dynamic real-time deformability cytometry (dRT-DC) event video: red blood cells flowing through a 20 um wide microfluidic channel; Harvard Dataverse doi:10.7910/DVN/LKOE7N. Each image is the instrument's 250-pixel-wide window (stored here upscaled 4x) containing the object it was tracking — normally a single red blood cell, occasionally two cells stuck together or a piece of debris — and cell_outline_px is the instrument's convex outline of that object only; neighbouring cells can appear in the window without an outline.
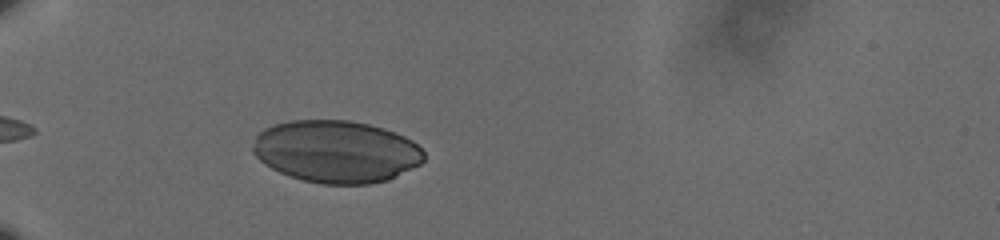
{"species": "human", "species_latin": "Homo sapiens", "temperature_condition": "cold", "stored_images_in_passage": 15, "camera_frame_rate_fps": 3000, "um_per_image_px": 0.085, "donor": {"sex": "male"}, "frame": {"image": 1, "passage_image": 1, "time_ms": 0.0, "image_size_px": [1000, 240], "cell_outline_px": [[424, 160], [420, 164], [388, 180], [368, 184], [320, 184], [304, 180], [280, 172], [264, 164], [252, 152], [252, 148], [256, 136], [264, 128], [288, 120], [348, 120], [368, 124], [384, 128], [396, 132], [412, 140], [424, 152]], "centroid_in_image_um": [28.58, 12.87], "position_along_channel_um": 56.4, "area_um2": 62.14}}
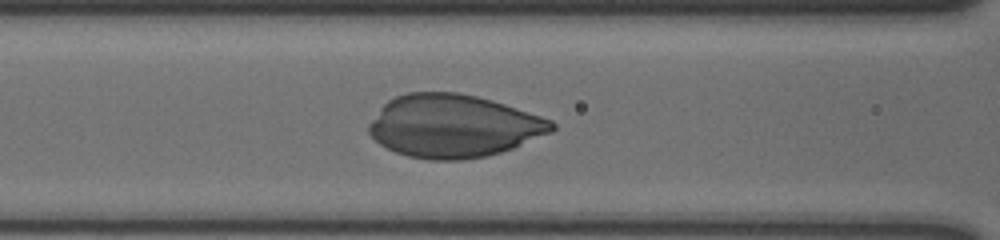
{"frame": {"image": 2, "passage_image": 7, "time_ms": 2.0, "image_size_px": [1000, 240], "cell_outline_px": [[556, 128], [552, 132], [512, 148], [500, 152], [484, 156], [464, 160], [428, 160], [408, 156], [396, 152], [380, 144], [368, 132], [368, 124], [380, 108], [388, 100], [396, 96], [408, 92], [456, 92], [476, 96], [492, 100], [552, 120], [556, 124]], "centroid_in_image_um": [38.53, 10.71], "position_along_channel_um": 128.1, "area_um2": 66.82}}
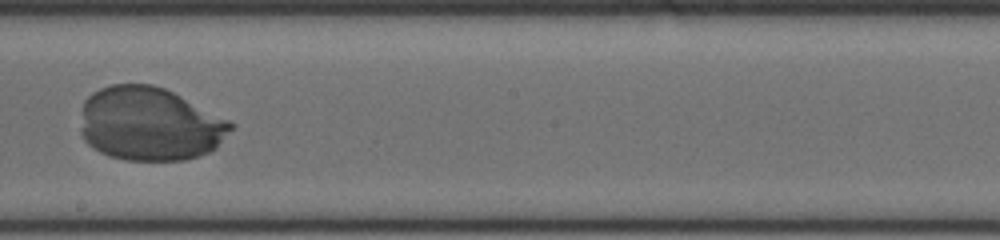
{"frame": {"image": 3, "passage_image": 13, "time_ms": 4.0, "image_size_px": [1000, 240], "cell_outline_px": [[236, 124], [216, 148], [208, 152], [184, 160], [124, 160], [108, 156], [92, 148], [84, 140], [80, 132], [80, 128], [84, 100], [92, 92], [100, 88], [112, 84], [152, 84], [164, 88]], "centroid_in_image_um": [12.68, 10.54], "position_along_channel_um": 235.5, "area_um2": 64.45}}